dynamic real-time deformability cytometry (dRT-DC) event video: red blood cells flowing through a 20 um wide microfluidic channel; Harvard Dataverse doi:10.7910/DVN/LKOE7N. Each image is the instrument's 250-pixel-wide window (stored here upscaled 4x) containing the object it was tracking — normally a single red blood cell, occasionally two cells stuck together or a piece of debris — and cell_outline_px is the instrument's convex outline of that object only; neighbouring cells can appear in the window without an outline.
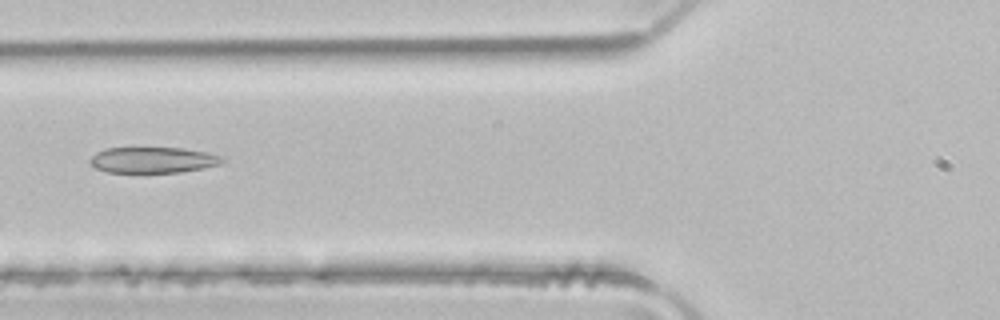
{"species": "common noctule bat (a hibernating species)", "species_latin": "Nyctalus noctula", "temperature_condition": "room temperature", "stored_images_in_passage": 3, "camera_frame_rate_fps": 3000, "um_per_image_px": 0.085, "animal": {"sex": "male", "body_mass_g": 21.5, "forearm_length_mm": 52.0}, "frame": {"image": 1, "passage_image": 3, "time_ms": 0.667, "image_size_px": [1000, 320], "cell_outline_px": [[224, 160], [220, 164], [204, 168], [180, 172], [108, 172], [96, 168], [88, 160], [96, 152], [104, 148], [132, 144], [184, 148], [208, 152], [220, 156]], "centroid_in_image_um": [12.94, 13.53], "position_along_channel_um": 112.9, "area_um2": 21.04}}